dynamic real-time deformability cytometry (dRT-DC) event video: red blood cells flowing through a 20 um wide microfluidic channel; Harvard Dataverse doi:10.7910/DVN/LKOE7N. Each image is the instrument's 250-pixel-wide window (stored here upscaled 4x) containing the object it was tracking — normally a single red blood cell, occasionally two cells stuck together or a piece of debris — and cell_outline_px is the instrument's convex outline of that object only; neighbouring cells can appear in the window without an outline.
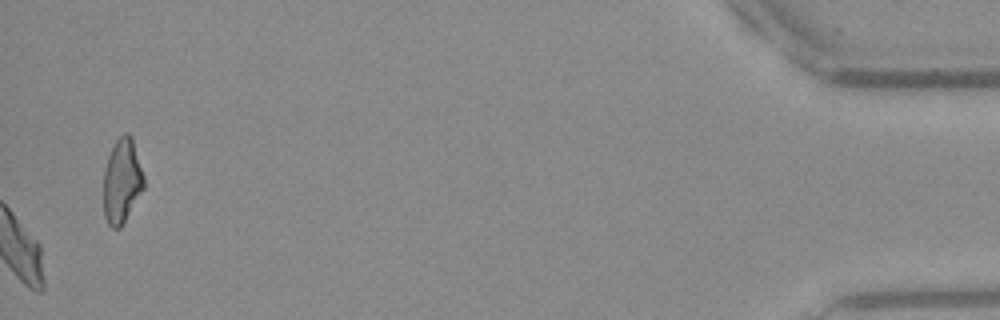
{"species": "Egyptian fruit bat (a non-hibernating species)", "species_latin": "Rousettus aegyptiacus", "temperature_condition": "warm", "stored_images_in_passage": 51, "camera_frame_rate_fps": 3000, "um_per_image_px": 0.085, "frame": {"image": 1, "passage_image": 51, "time_ms": 16.667, "image_size_px": [1000, 320], "cell_outline_px": [[144, 188], [120, 228], [112, 228], [108, 224], [104, 216], [104, 172], [108, 156], [116, 140], [124, 132], [128, 132], [132, 136], [144, 176]], "centroid_in_image_um": [10.37, 15.36], "position_along_channel_um": 424.8, "area_um2": 19.77}, "authors_computed_cell_mechanics": {"area_um2": 21.6172, "velocity_mm_per_s": 4.0385, "shape_relaxation_time_tau1_ms": 10.0844, "shape_relaxation_time_tau2_ms": 1.2565, "deformation_change_tau1": 0.2644, "deformation_change_tau2": 0.0735}}